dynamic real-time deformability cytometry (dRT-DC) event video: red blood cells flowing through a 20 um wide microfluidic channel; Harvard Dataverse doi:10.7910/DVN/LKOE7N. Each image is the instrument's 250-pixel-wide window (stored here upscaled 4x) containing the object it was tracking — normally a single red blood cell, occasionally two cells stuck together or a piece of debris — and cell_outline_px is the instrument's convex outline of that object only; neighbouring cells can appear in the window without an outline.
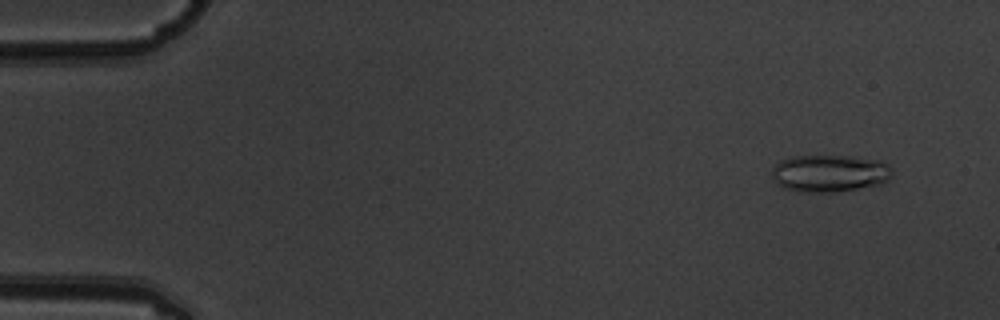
{"species": "common noctule bat (a hibernating species)", "species_latin": "Nyctalus noctula", "temperature_condition": "warm", "stored_images_in_passage": 6, "camera_frame_rate_fps": 3000, "um_per_image_px": 0.085, "animal": {"sex": "male", "body_mass_g": 19.5, "forearm_length_mm": 54.6}, "frame": {"image": 1, "passage_image": 1, "time_ms": 0.0, "image_size_px": [1000, 320], "cell_outline_px": [[892, 176], [888, 180], [880, 184], [836, 192], [800, 192], [784, 188], [776, 184], [772, 180], [772, 168], [780, 160], [792, 156], [848, 156], [880, 160], [888, 164], [892, 168]], "centroid_in_image_um": [70.5, 14.73], "position_along_channel_um": 14.5, "area_um2": 26.36}}
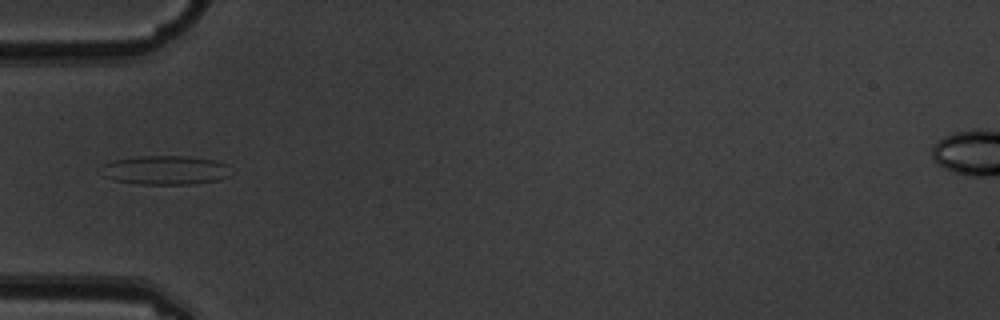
{"frame": {"image": 2, "passage_image": 5, "time_ms": 1.333, "image_size_px": [1000, 320], "cell_outline_px": [[228, 176], [220, 180], [192, 184], [140, 184], [116, 180], [104, 176], [96, 172], [104, 164], [112, 160], [136, 156], [188, 156], [216, 160], [228, 164]], "centroid_in_image_um": [14.01, 14.45], "position_along_channel_um": 71.0, "area_um2": 22.2}}
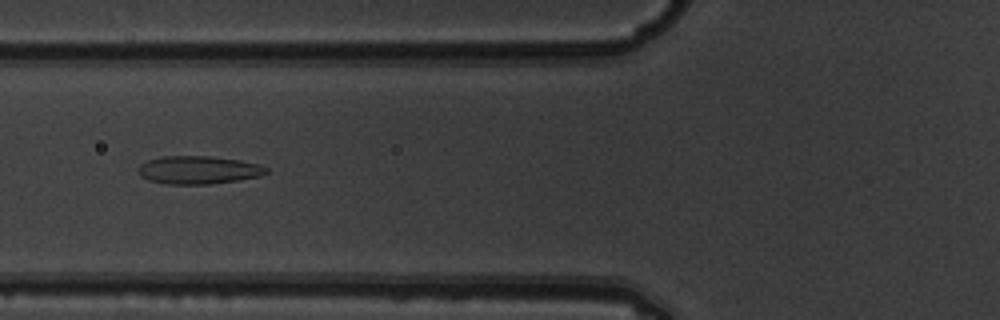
{"frame": {"image": 3, "passage_image": 6, "time_ms": 1.667, "image_size_px": [1000, 320], "cell_outline_px": [[268, 172], [260, 176], [240, 180], [212, 184], [168, 184], [148, 180], [140, 176], [136, 172], [140, 164], [148, 160], [160, 156], [212, 156], [240, 160], [256, 164], [268, 168]], "centroid_in_image_um": [16.84, 14.45], "position_along_channel_um": 109.0, "area_um2": 21.1}}